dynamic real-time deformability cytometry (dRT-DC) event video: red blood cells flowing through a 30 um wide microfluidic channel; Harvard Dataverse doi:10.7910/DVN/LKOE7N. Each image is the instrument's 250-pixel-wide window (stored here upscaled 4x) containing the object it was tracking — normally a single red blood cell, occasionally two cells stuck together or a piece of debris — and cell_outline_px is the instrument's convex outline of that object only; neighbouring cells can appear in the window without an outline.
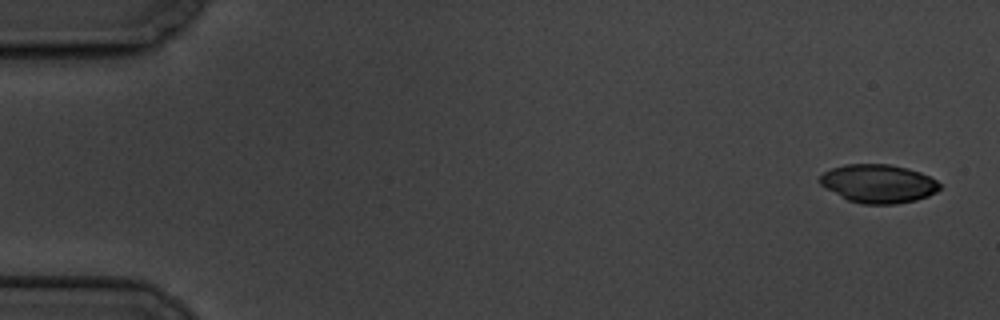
{"species": "common noctule bat (a hibernating species)", "species_latin": "Nyctalus noctula", "temperature_condition": "cold", "stored_images_in_passage": 10, "camera_frame_rate_fps": 3000, "um_per_image_px": 0.085, "animal": {"sex": "male", "body_mass_g": 19.5, "forearm_length_mm": 54.6}, "frame": {"image": 1, "passage_image": 1, "time_ms": 0.0, "image_size_px": [1000, 320], "cell_outline_px": [[940, 188], [936, 192], [928, 196], [916, 200], [896, 204], [864, 204], [848, 200], [820, 184], [816, 180], [824, 172], [832, 168], [844, 164], [888, 164], [908, 168], [920, 172], [936, 180], [940, 184]], "centroid_in_image_um": [74.66, 15.6], "position_along_channel_um": 10.3, "area_um2": 26.82}}
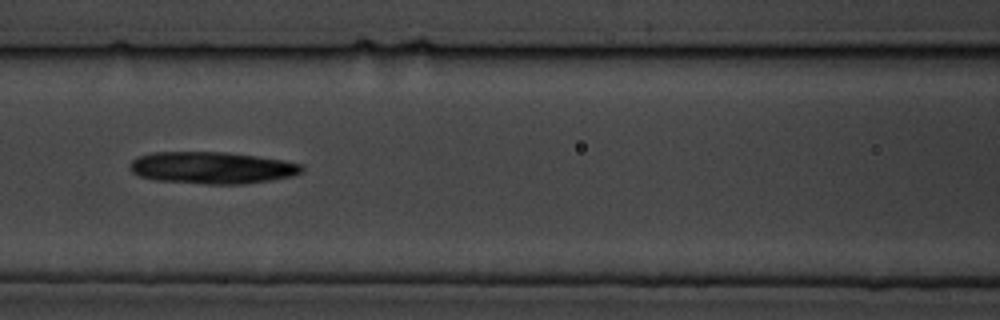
{"frame": {"image": 2, "passage_image": 7, "time_ms": 8.0, "image_size_px": [1000, 320], "cell_outline_px": [[304, 172], [292, 176], [272, 180], [244, 184], [204, 184], [156, 180], [140, 176], [132, 172], [128, 168], [128, 164], [136, 156], [152, 152], [224, 152], [256, 156], [284, 160], [304, 164]], "centroid_in_image_um": [18.03, 14.26], "position_along_channel_um": 148.6, "area_um2": 32.37}}
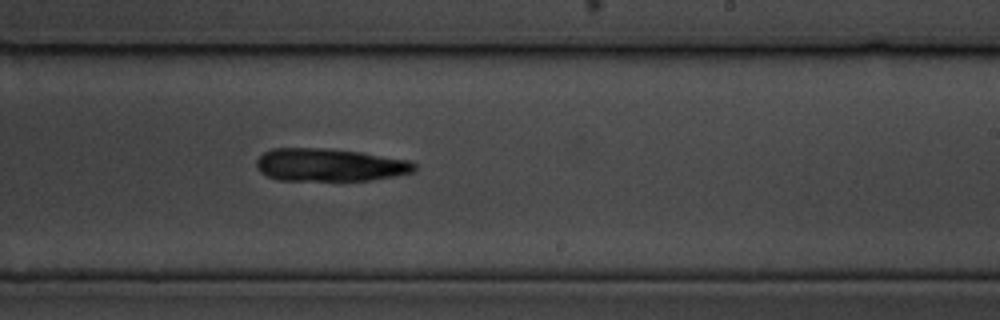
{"frame": {"image": 3, "passage_image": 10, "time_ms": 11.333, "image_size_px": [1000, 320], "cell_outline_px": [[416, 172], [396, 176], [368, 180], [276, 180], [260, 172], [256, 168], [256, 160], [264, 152], [272, 148], [324, 148], [360, 152], [408, 160], [416, 164]], "centroid_in_image_um": [28.01, 14.02], "position_along_channel_um": 261.0, "area_um2": 30.29}}